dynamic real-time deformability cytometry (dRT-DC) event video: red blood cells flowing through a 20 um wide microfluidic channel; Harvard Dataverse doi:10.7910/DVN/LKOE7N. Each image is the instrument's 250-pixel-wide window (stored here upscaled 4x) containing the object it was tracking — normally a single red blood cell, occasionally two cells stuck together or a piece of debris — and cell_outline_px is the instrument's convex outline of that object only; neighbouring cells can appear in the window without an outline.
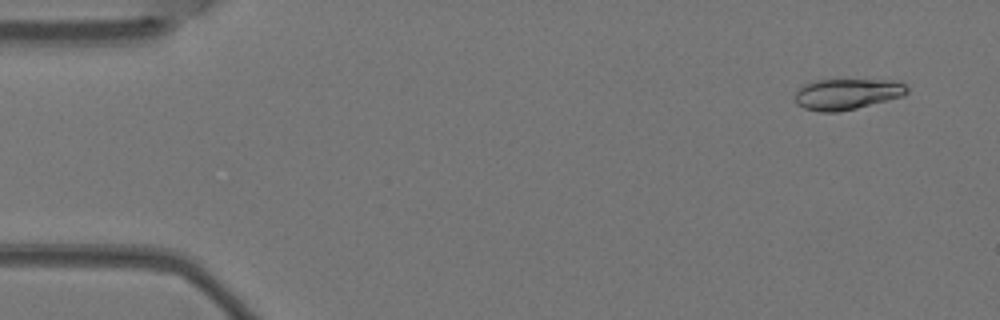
{"species": "Egyptian fruit bat (a non-hibernating species)", "species_latin": "Rousettus aegyptiacus", "temperature_condition": "warm", "stored_images_in_passage": 6, "segment_of_instrument_passage": [2, 2], "camera_frame_rate_fps": 3000, "um_per_image_px": 0.085, "animal": {"sex": "female"}, "frame": {"image": 1, "passage_image": 6, "time_ms": 1.667, "image_size_px": [1000, 320], "cell_outline_px": [[908, 92], [904, 96], [856, 108], [836, 112], [820, 112], [804, 108], [796, 104], [796, 92], [804, 84], [816, 80], [892, 80], [904, 84], [908, 88]], "centroid_in_image_um": [72.0, 7.99], "position_along_channel_um": 13.0, "area_um2": 20.06}}